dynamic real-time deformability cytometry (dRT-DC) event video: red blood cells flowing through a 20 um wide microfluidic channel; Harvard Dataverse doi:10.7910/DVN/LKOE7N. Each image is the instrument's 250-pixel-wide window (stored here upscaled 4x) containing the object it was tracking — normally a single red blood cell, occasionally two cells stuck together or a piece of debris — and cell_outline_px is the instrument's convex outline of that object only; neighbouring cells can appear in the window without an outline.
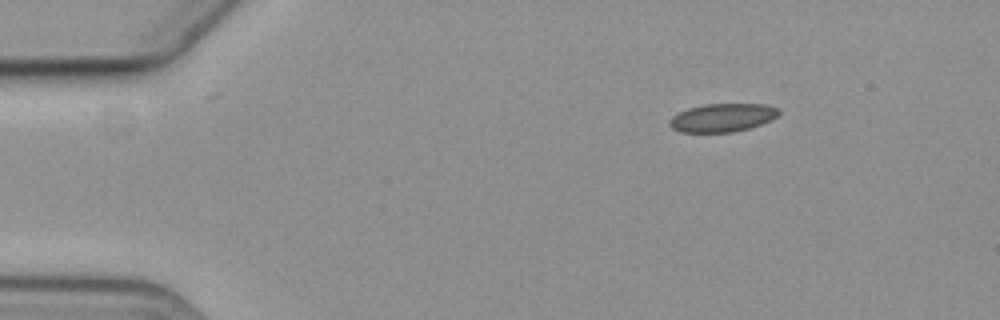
{"species": "common noctule bat (a hibernating species)", "species_latin": "Nyctalus noctula", "temperature_condition": "cold", "stored_images_in_passage": 8, "camera_frame_rate_fps": 3000, "um_per_image_px": 0.085, "animal": {"sex": "female", "body_mass_g": 19.3, "forearm_length_mm": 54.1}, "frame": {"image": 1, "passage_image": 1, "time_ms": 0.0, "image_size_px": [1000, 320], "cell_outline_px": [[780, 112], [772, 120], [748, 128], [732, 132], [680, 132], [672, 128], [668, 124], [668, 120], [672, 116], [688, 108], [704, 104], [768, 104], [780, 108]], "centroid_in_image_um": [61.41, 9.99], "position_along_channel_um": 23.6, "area_um2": 18.09}}
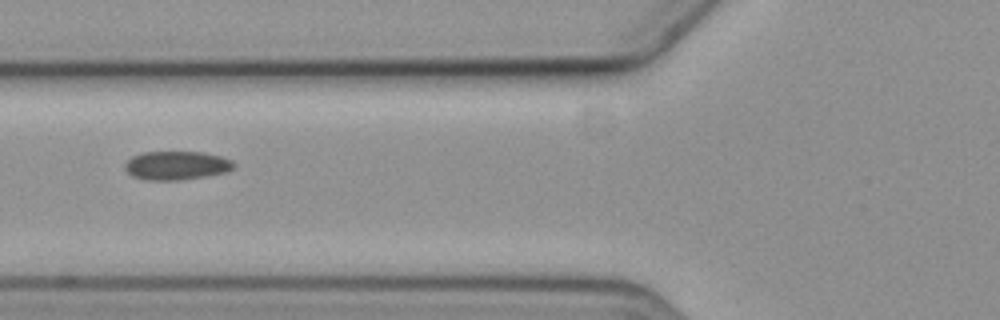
{"frame": {"image": 2, "passage_image": 4, "time_ms": 4.667, "image_size_px": [1000, 320], "cell_outline_px": [[236, 164], [232, 168], [224, 172], [204, 176], [180, 180], [148, 180], [132, 176], [124, 168], [124, 164], [132, 156], [140, 152], [204, 152], [220, 156], [232, 160]], "centroid_in_image_um": [14.97, 14.05], "position_along_channel_um": 110.8, "area_um2": 18.15}}
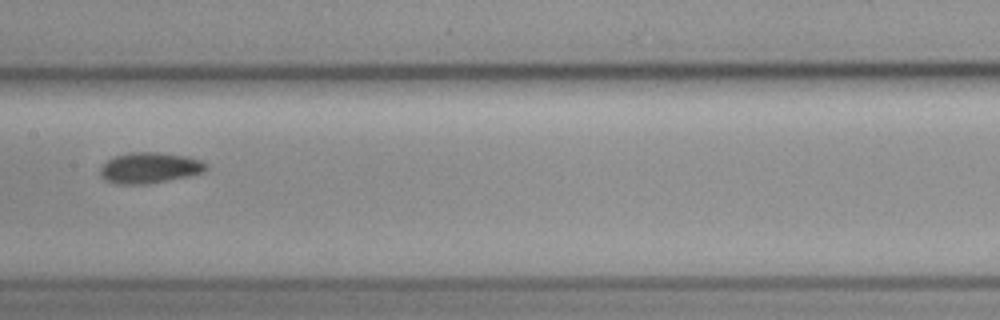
{"frame": {"image": 3, "passage_image": 6, "time_ms": 7.0, "image_size_px": [1000, 320], "cell_outline_px": [[208, 168], [204, 172], [188, 176], [148, 184], [116, 184], [104, 180], [100, 176], [100, 168], [112, 156], [132, 152], [160, 152], [188, 156], [200, 160], [208, 164]], "centroid_in_image_um": [12.72, 14.26], "position_along_channel_um": 194.7, "area_um2": 19.25}}